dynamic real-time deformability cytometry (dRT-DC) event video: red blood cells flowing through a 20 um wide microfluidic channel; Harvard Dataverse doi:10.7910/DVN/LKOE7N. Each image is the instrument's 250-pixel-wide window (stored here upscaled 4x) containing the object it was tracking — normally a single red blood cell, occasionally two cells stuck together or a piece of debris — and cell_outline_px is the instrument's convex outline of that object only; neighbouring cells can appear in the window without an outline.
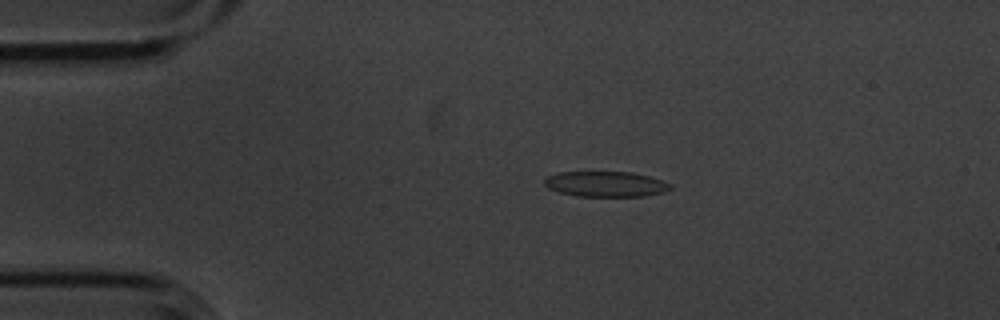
{"species": "common noctule bat (a hibernating species)", "species_latin": "Nyctalus noctula", "temperature_condition": "cold", "stored_images_in_passage": 6, "camera_frame_rate_fps": 3000, "um_per_image_px": 0.085, "animal": {"sex": "male", "body_mass_g": 20.1, "forearm_length_mm": 53.5}, "frame": {"image": 1, "passage_image": 3, "time_ms": 0.667, "image_size_px": [1000, 320], "cell_outline_px": [[672, 188], [664, 192], [644, 196], [576, 196], [560, 192], [548, 188], [544, 184], [544, 176], [556, 172], [632, 172], [648, 176], [672, 184]], "centroid_in_image_um": [51.45, 15.64], "position_along_channel_um": 33.6, "area_um2": 18.73}}
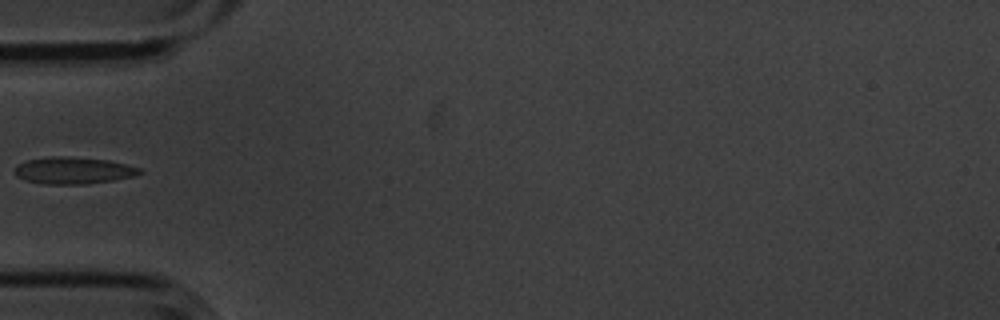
{"frame": {"image": 2, "passage_image": 5, "time_ms": 1.333, "image_size_px": [1000, 320], "cell_outline_px": [[144, 172], [132, 176], [112, 180], [84, 184], [44, 184], [24, 180], [16, 176], [12, 172], [16, 164], [28, 160], [48, 156], [68, 156], [108, 160], [140, 168]], "centroid_in_image_um": [6.15, 14.48], "position_along_channel_um": 78.8, "area_um2": 19.65}}
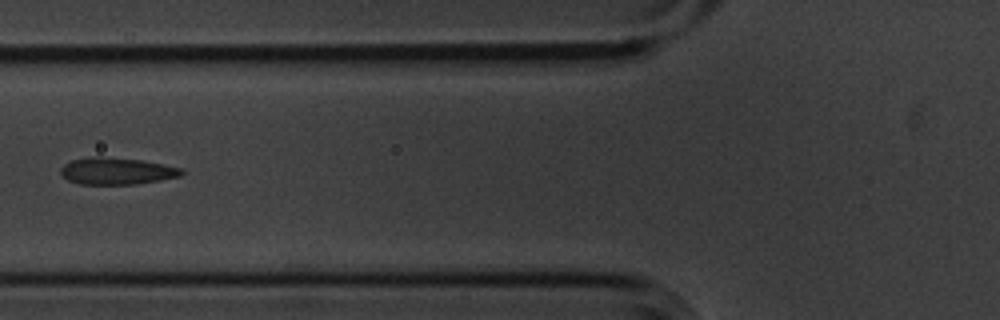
{"frame": {"image": 3, "passage_image": 6, "time_ms": 1.667, "image_size_px": [1000, 320], "cell_outline_px": [[184, 172], [180, 176], [160, 180], [136, 184], [80, 184], [68, 180], [60, 172], [60, 168], [64, 164], [72, 160], [88, 156], [100, 156], [140, 160], [184, 168]], "centroid_in_image_um": [9.91, 14.53], "position_along_channel_um": 115.9, "area_um2": 18.96}}